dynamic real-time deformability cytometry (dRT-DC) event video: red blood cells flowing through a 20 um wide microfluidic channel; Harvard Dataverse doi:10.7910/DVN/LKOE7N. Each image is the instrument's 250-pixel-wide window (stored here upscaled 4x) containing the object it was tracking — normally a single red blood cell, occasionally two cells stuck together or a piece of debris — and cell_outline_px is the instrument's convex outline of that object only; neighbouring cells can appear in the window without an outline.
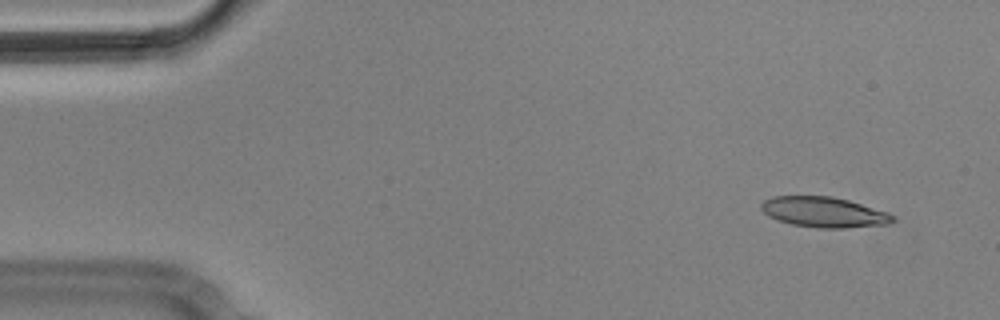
{"species": "Egyptian fruit bat (a non-hibernating species)", "species_latin": "Rousettus aegyptiacus", "temperature_condition": "cold", "stored_images_in_passage": 5, "camera_frame_rate_fps": 3000, "um_per_image_px": 0.085, "animal": {"sex": "male"}, "frame": {"image": 1, "passage_image": 1, "time_ms": 0.0, "image_size_px": [1000, 320], "cell_outline_px": [[896, 220], [888, 224], [844, 228], [816, 228], [792, 224], [776, 220], [768, 216], [760, 208], [760, 204], [764, 200], [772, 196], [832, 196], [848, 200], [896, 216]], "centroid_in_image_um": [69.98, 18.03], "position_along_channel_um": 15.0, "area_um2": 23.24}}